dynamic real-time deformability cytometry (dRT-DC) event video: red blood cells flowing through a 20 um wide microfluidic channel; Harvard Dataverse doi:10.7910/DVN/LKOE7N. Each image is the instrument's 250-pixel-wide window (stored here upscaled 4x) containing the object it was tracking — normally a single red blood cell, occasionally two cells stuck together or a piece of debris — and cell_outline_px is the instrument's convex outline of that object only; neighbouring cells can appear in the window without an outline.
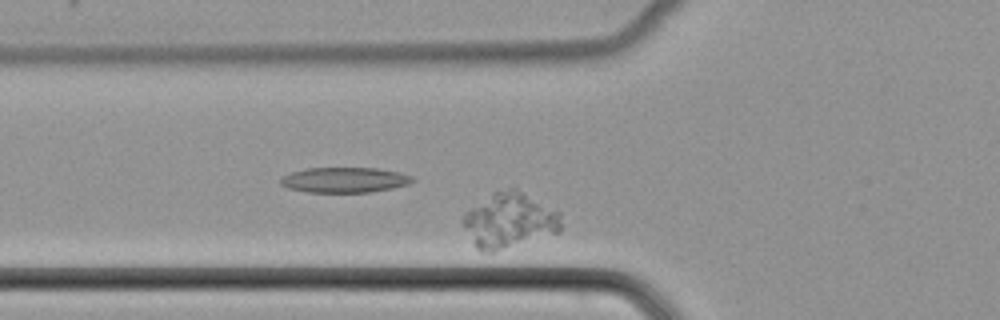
{"species": "common noctule bat (a hibernating species)", "species_latin": "Nyctalus noctula", "temperature_condition": "cold", "stored_images_in_passage": 25, "camera_frame_rate_fps": 3000, "um_per_image_px": 0.085, "animal": {"sex": "female", "body_mass_g": 22.7, "forearm_length_mm": 54.2}, "frame": {"image": 1, "passage_image": 18, "time_ms": 5.667, "image_size_px": [1000, 320], "cell_outline_px": [[560, 232], [492, 252], [480, 252], [476, 248], [464, 224], [464, 212], [492, 192], [508, 188], [516, 188], [560, 212]], "centroid_in_image_um": [43.3, 18.72], "position_along_channel_um": 82.5, "area_um2": 31.15}}
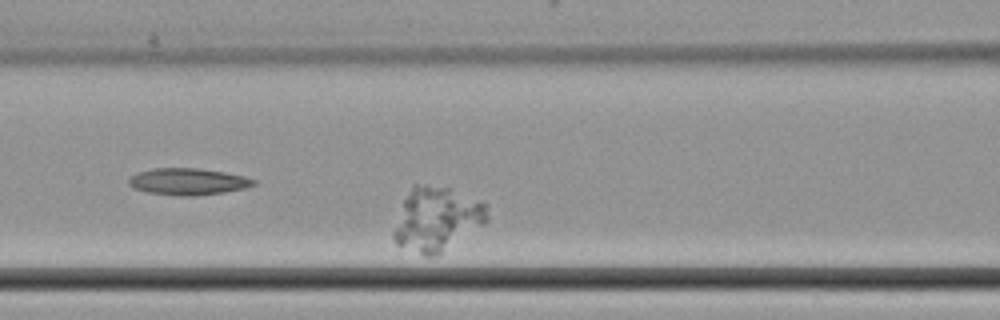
{"frame": {"image": 2, "passage_image": 22, "time_ms": 7.0, "image_size_px": [1000, 320], "cell_outline_px": [[488, 220], [484, 224], [440, 256], [424, 256], [396, 244], [392, 236], [392, 232], [404, 200], [412, 184], [416, 184], [448, 188], [488, 204]], "centroid_in_image_um": [37.14, 18.66], "position_along_channel_um": 129.5, "area_um2": 35.03}}